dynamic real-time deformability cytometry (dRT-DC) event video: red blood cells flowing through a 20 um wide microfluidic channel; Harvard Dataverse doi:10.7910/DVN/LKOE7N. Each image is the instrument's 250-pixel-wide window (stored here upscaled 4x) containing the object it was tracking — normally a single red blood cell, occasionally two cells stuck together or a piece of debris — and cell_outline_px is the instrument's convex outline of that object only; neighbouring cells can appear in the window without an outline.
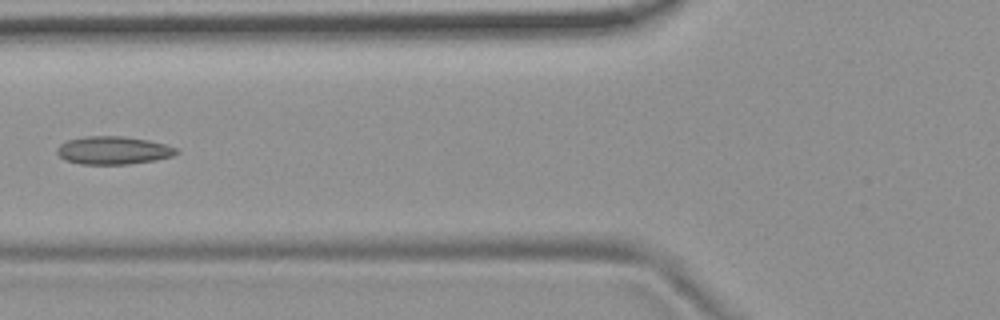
{"species": "common noctule bat (a hibernating species)", "species_latin": "Nyctalus noctula", "temperature_condition": "room temperature", "stored_images_in_passage": 6, "camera_frame_rate_fps": 3000, "um_per_image_px": 0.085, "animal": {"sex": "female", "body_mass_g": 19.9}, "frame": {"image": 1, "passage_image": 3, "time_ms": 0.667, "image_size_px": [1000, 320], "cell_outline_px": [[180, 152], [172, 156], [156, 160], [128, 164], [80, 164], [64, 160], [56, 152], [56, 148], [60, 144], [68, 140], [84, 136], [124, 136], [148, 140], [164, 144], [176, 148]], "centroid_in_image_um": [9.61, 12.78], "position_along_channel_um": 116.2, "area_um2": 19.54}}
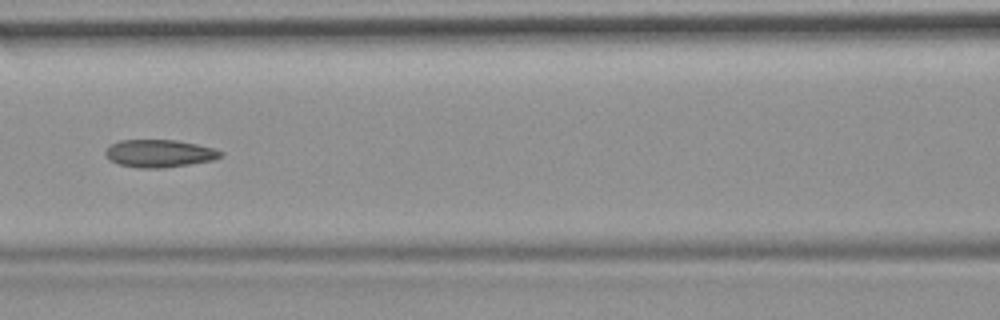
{"frame": {"image": 2, "passage_image": 4, "time_ms": 1.0, "image_size_px": [1000, 320], "cell_outline_px": [[224, 156], [216, 160], [164, 168], [136, 168], [120, 164], [108, 160], [104, 152], [112, 144], [120, 140], [176, 140], [196, 144], [212, 148], [224, 152]], "centroid_in_image_um": [13.58, 13.05], "position_along_channel_um": 153.0, "area_um2": 18.67}}
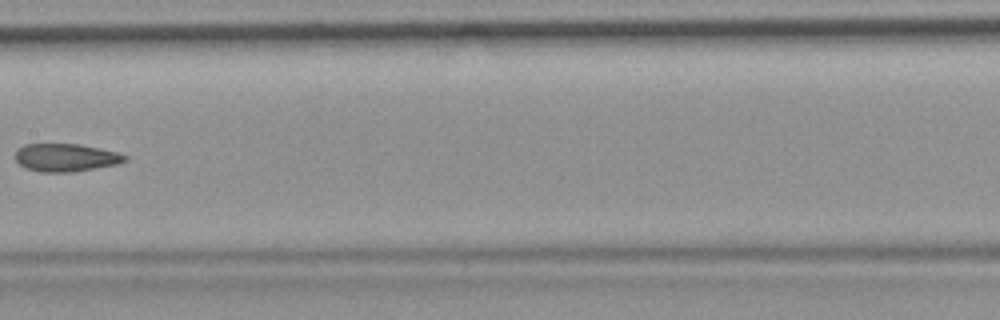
{"frame": {"image": 3, "passage_image": 5, "time_ms": 1.333, "image_size_px": [1000, 320], "cell_outline_px": [[128, 160], [116, 164], [72, 172], [40, 172], [24, 168], [16, 160], [16, 148], [24, 144], [80, 144], [116, 152], [128, 156]], "centroid_in_image_um": [5.56, 13.39], "position_along_channel_um": 201.8, "area_um2": 17.8}}